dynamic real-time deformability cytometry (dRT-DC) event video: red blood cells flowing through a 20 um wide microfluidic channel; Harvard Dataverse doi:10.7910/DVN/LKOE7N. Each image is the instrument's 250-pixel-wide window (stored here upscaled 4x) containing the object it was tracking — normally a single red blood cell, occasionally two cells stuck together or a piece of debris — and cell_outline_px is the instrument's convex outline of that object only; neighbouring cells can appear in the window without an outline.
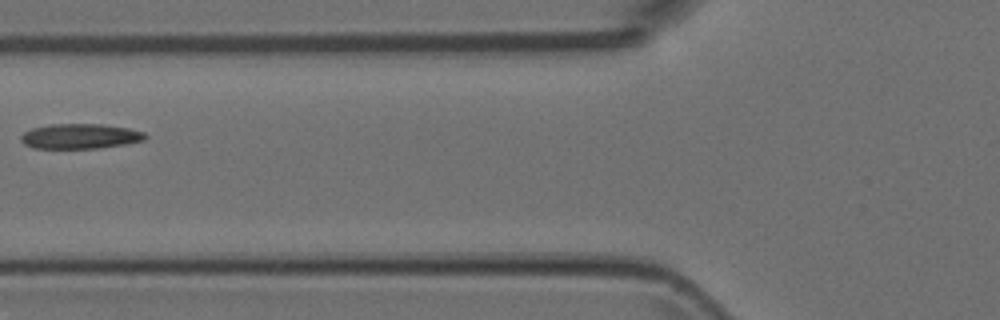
{"species": "Egyptian fruit bat (a non-hibernating species)", "species_latin": "Rousettus aegyptiacus", "temperature_condition": "room temperature", "stored_images_in_passage": 6, "camera_frame_rate_fps": 3000, "um_per_image_px": 0.085, "animal": {"sex": "female"}, "frame": {"image": 1, "passage_image": 6, "time_ms": 1.667, "image_size_px": [1000, 320], "cell_outline_px": [[148, 136], [144, 140], [124, 144], [96, 148], [32, 148], [24, 144], [20, 140], [20, 136], [24, 132], [32, 128], [52, 124], [100, 124], [128, 128], [144, 132]], "centroid_in_image_um": [6.79, 11.58], "position_along_channel_um": 119.0, "area_um2": 18.03}}